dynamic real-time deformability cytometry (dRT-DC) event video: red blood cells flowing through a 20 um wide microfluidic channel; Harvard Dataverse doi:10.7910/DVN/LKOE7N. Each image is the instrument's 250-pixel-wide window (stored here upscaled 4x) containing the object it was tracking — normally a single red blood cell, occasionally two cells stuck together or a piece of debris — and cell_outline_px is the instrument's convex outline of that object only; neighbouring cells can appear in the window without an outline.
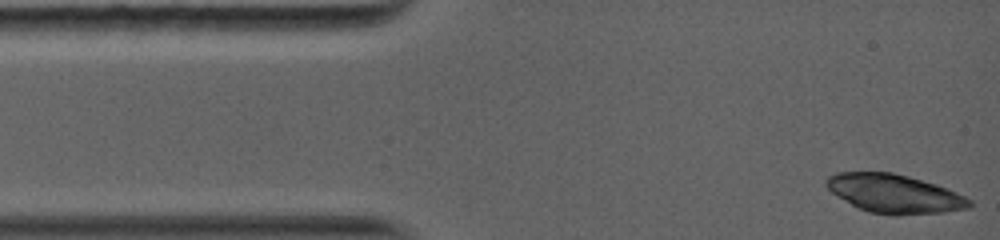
{"species": "common noctule bat (a hibernating species)", "species_latin": "Nyctalus noctula", "temperature_condition": "warm", "stored_images_in_passage": 3, "camera_frame_rate_fps": 5000, "um_per_image_px": 0.085, "animal": {"sex": "female", "body_mass_g": 19.0, "forearm_length_mm": 56.7}, "frame": {"image": 1, "passage_image": 1, "time_ms": 0.0, "image_size_px": [1000, 240], "cell_outline_px": [[972, 208], [944, 212], [900, 216], [892, 216], [868, 212], [852, 204], [832, 192], [824, 184], [824, 180], [828, 176], [836, 172], [892, 172], [908, 176], [936, 184], [956, 192], [972, 200]], "centroid_in_image_um": [76.04, 16.47], "position_along_channel_um": 9.0, "area_um2": 32.48}}